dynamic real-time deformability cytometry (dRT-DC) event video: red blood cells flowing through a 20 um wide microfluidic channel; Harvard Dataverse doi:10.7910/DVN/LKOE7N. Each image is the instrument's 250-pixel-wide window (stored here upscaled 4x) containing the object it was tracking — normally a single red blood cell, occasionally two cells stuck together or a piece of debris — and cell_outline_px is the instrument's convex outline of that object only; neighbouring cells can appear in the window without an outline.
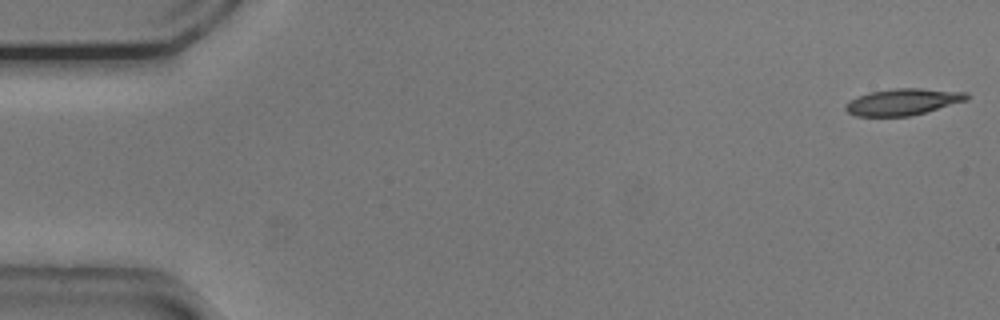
{"species": "common noctule bat (a hibernating species)", "species_latin": "Nyctalus noctula", "temperature_condition": "cold", "stored_images_in_passage": 15, "camera_frame_rate_fps": 3000, "um_per_image_px": 0.085, "animal": {"sex": "male", "body_mass_g": 20.5, "forearm_length_mm": 52.5}, "frame": {"image": 1, "passage_image": 1, "time_ms": 0.0, "image_size_px": [1000, 320], "cell_outline_px": [[972, 96], [968, 100], [924, 112], [908, 116], [856, 116], [848, 112], [844, 108], [852, 100], [860, 96], [872, 92], [896, 88], [920, 88], [968, 92]], "centroid_in_image_um": [76.83, 8.65], "position_along_channel_um": 8.2, "area_um2": 18.44}}
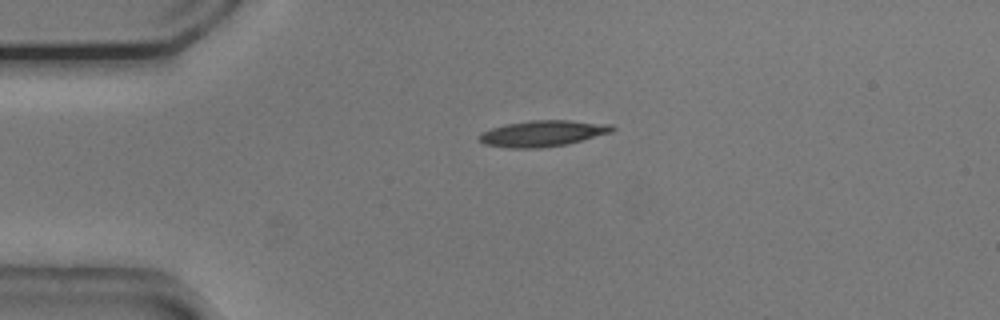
{"frame": {"image": 2, "passage_image": 12, "time_ms": 3.667, "image_size_px": [1000, 320], "cell_outline_px": [[616, 128], [612, 132], [568, 144], [540, 148], [508, 148], [484, 144], [476, 136], [480, 132], [492, 128], [508, 124], [532, 120], [568, 120], [612, 124]], "centroid_in_image_um": [46.13, 11.34], "position_along_channel_um": 38.9, "area_um2": 20.29}}